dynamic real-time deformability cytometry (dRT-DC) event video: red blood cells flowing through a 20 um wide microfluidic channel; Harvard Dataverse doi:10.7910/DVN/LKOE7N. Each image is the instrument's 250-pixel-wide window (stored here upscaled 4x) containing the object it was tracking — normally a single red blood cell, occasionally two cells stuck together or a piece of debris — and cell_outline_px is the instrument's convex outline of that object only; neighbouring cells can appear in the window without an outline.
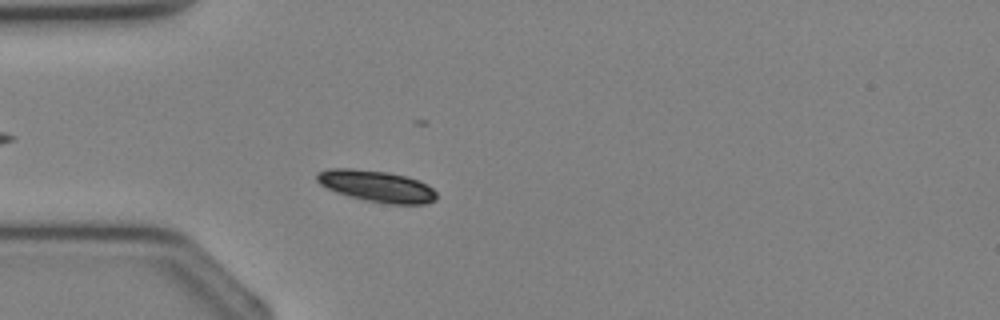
{"species": "Egyptian fruit bat (a non-hibernating species)", "species_latin": "Rousettus aegyptiacus", "temperature_condition": "cold", "stored_images_in_passage": 33, "camera_frame_rate_fps": 3000, "um_per_image_px": 0.085, "animal": {"sex": "female"}, "frame": {"image": 1, "passage_image": 7, "time_ms": 2.0, "image_size_px": [1000, 320], "cell_outline_px": [[436, 200], [424, 204], [388, 204], [368, 200], [336, 192], [320, 184], [316, 180], [316, 172], [328, 168], [352, 168], [388, 172], [408, 176], [420, 180], [428, 184], [436, 192]], "centroid_in_image_um": [32.03, 15.8], "position_along_channel_um": 53.0, "area_um2": 22.02}}
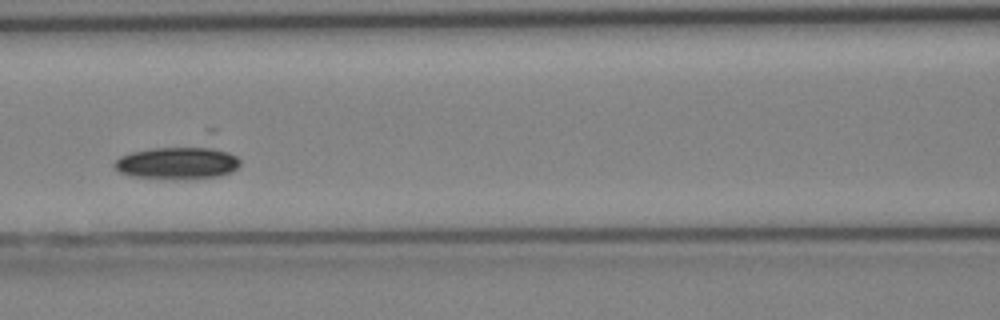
{"frame": {"image": 2, "passage_image": 13, "time_ms": 4.0, "image_size_px": [1000, 320], "cell_outline_px": [[240, 164], [236, 168], [220, 176], [184, 180], [176, 180], [128, 176], [120, 172], [112, 164], [120, 156], [132, 152], [152, 148], [212, 148], [228, 152], [236, 156], [240, 160]], "centroid_in_image_um": [15.04, 13.89], "position_along_channel_um": 151.6, "area_um2": 23.64}}
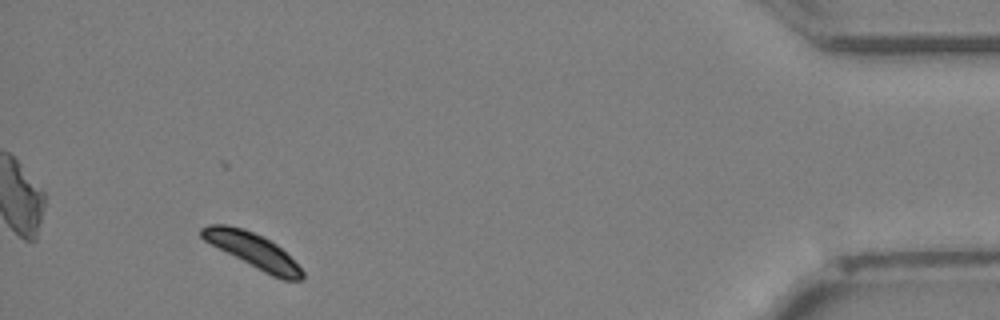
{"frame": {"image": 3, "passage_image": 31, "time_ms": 10.0, "image_size_px": [1000, 320], "cell_outline_px": [[304, 276], [300, 280], [284, 280], [272, 276], [264, 272], [204, 240], [200, 236], [200, 228], [208, 224], [224, 224], [244, 228], [264, 236], [276, 244], [304, 272]], "centroid_in_image_um": [21.46, 21.27], "position_along_channel_um": 413.7, "area_um2": 20.06}}